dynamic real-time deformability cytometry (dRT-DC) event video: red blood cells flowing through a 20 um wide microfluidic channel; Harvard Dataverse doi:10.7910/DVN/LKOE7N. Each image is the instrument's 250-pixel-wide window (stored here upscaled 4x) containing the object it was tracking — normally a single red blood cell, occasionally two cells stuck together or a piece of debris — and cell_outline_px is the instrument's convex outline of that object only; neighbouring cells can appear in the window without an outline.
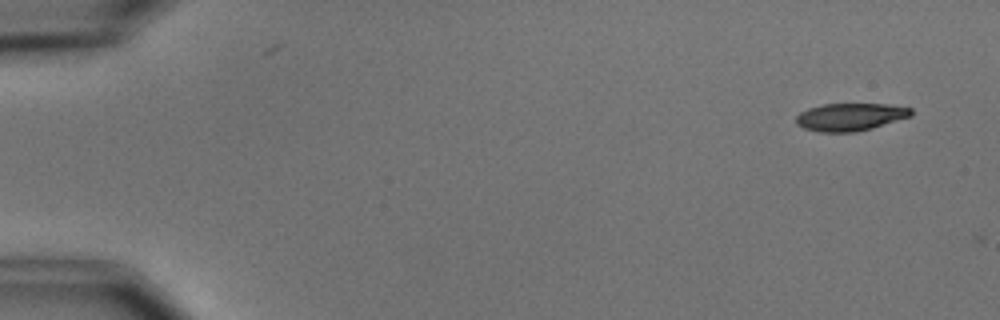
{"species": "common noctule bat (a hibernating species)", "species_latin": "Nyctalus noctula", "temperature_condition": "cold", "stored_images_in_passage": 8, "camera_frame_rate_fps": 3000, "um_per_image_px": 0.085, "animal": {"sex": "male", "body_mass_g": 15.6}, "frame": {"image": 1, "passage_image": 1, "time_ms": 0.0, "image_size_px": [1000, 320], "cell_outline_px": [[912, 116], [872, 128], [856, 132], [820, 132], [804, 128], [796, 124], [796, 116], [800, 112], [808, 108], [824, 104], [888, 104], [912, 108]], "centroid_in_image_um": [72.27, 9.94], "position_along_channel_um": 12.7, "area_um2": 18.55}}
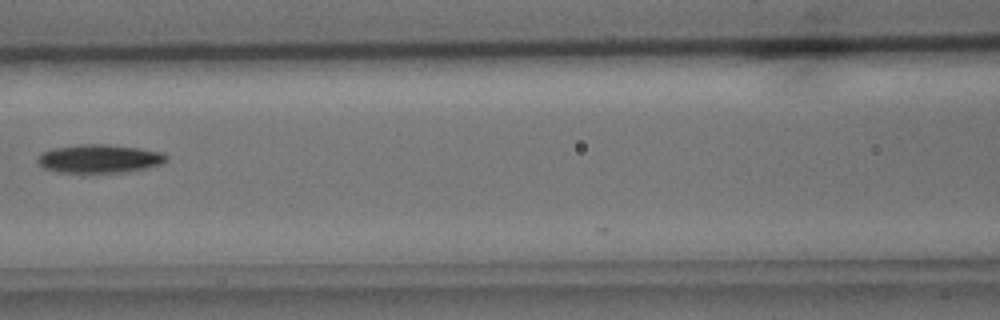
{"frame": {"image": 2, "passage_image": 7, "time_ms": 7.333, "image_size_px": [1000, 320], "cell_outline_px": [[168, 160], [160, 164], [144, 168], [120, 172], [56, 172], [44, 168], [36, 160], [40, 152], [52, 148], [80, 144], [104, 144], [136, 148], [164, 152], [168, 156]], "centroid_in_image_um": [8.41, 13.48], "position_along_channel_um": 158.2, "area_um2": 21.21}}
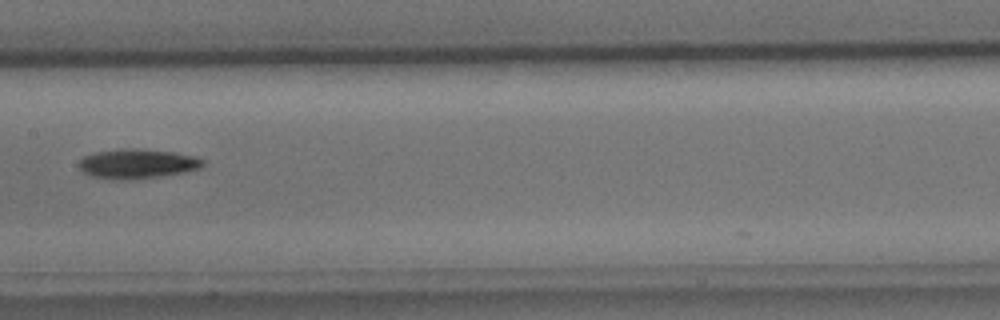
{"frame": {"image": 3, "passage_image": 8, "time_ms": 8.333, "image_size_px": [1000, 320], "cell_outline_px": [[204, 164], [200, 168], [184, 172], [156, 176], [124, 180], [112, 180], [92, 176], [84, 172], [80, 168], [80, 160], [84, 156], [96, 152], [124, 148], [136, 148], [172, 152], [196, 156], [204, 160]], "centroid_in_image_um": [11.67, 13.91], "position_along_channel_um": 195.7, "area_um2": 21.15}}